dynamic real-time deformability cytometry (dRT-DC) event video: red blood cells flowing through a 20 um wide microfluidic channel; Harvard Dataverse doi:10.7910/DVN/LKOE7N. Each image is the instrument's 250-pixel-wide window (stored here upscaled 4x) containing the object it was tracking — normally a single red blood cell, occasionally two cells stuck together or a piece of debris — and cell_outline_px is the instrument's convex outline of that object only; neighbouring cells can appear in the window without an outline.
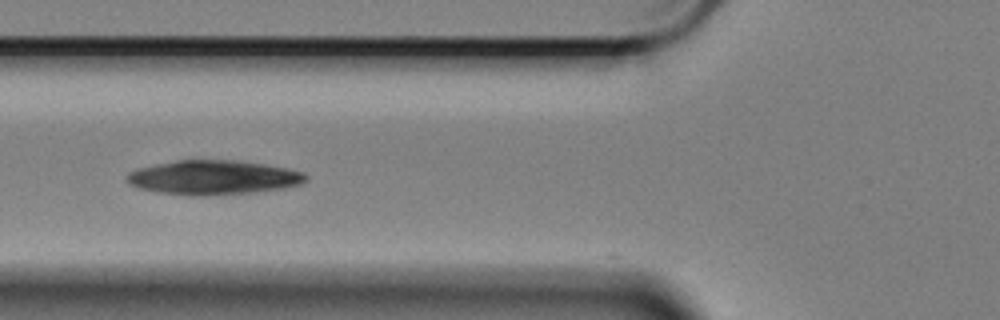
{"species": "Egyptian fruit bat (a non-hibernating species)", "species_latin": "Rousettus aegyptiacus", "temperature_condition": "cold", "stored_images_in_passage": 34, "camera_frame_rate_fps": 3000, "um_per_image_px": 0.085, "animal": {"sex": "female"}, "frame": {"image": 1, "passage_image": 2, "time_ms": 0.333, "image_size_px": [1000, 320], "cell_outline_px": [[308, 180], [300, 184], [284, 188], [256, 192], [204, 196], [192, 196], [160, 192], [140, 188], [128, 184], [124, 180], [124, 176], [128, 172], [136, 168], [176, 160], [232, 160], [264, 164], [304, 172], [308, 176]], "centroid_in_image_um": [18.09, 15.09], "position_along_channel_um": 107.7, "area_um2": 36.01}}
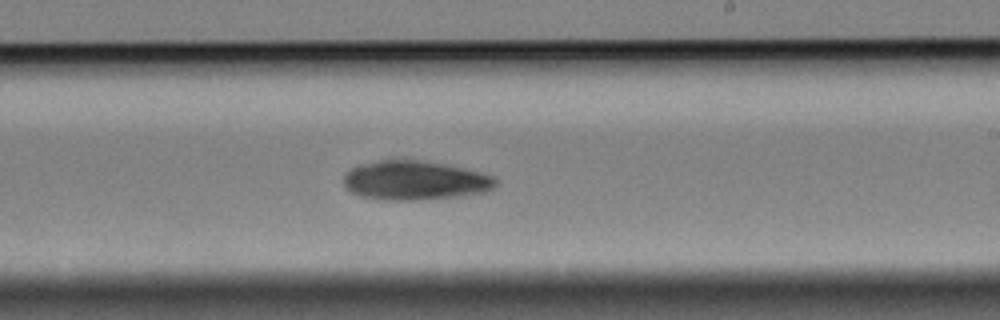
{"frame": {"image": 2, "passage_image": 15, "time_ms": 4.667, "image_size_px": [1000, 320], "cell_outline_px": [[496, 184], [492, 188], [484, 192], [464, 196], [416, 200], [384, 200], [360, 196], [352, 192], [344, 184], [344, 172], [360, 164], [392, 156], [424, 160], [448, 164], [496, 176]], "centroid_in_image_um": [35.25, 15.29], "position_along_channel_um": 253.7, "area_um2": 35.72}}
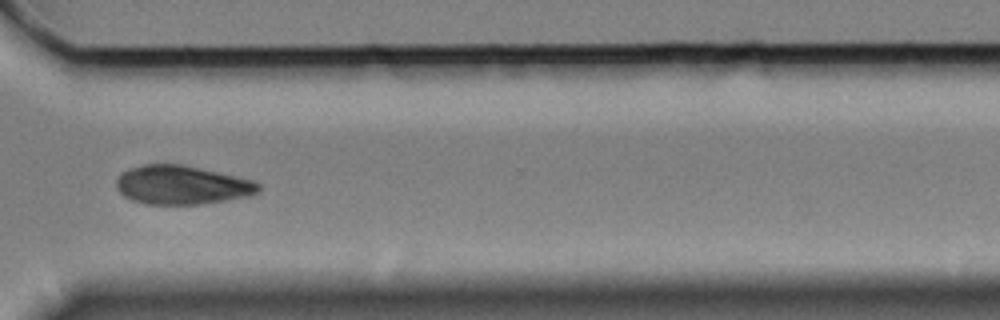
{"frame": {"image": 3, "passage_image": 24, "time_ms": 7.667, "image_size_px": [1000, 320], "cell_outline_px": [[260, 192], [248, 196], [228, 200], [200, 204], [144, 204], [132, 200], [124, 196], [116, 188], [116, 180], [120, 172], [128, 168], [144, 164], [180, 164], [252, 180], [260, 184]], "centroid_in_image_um": [15.41, 15.73], "position_along_channel_um": 355.2, "area_um2": 32.14}}